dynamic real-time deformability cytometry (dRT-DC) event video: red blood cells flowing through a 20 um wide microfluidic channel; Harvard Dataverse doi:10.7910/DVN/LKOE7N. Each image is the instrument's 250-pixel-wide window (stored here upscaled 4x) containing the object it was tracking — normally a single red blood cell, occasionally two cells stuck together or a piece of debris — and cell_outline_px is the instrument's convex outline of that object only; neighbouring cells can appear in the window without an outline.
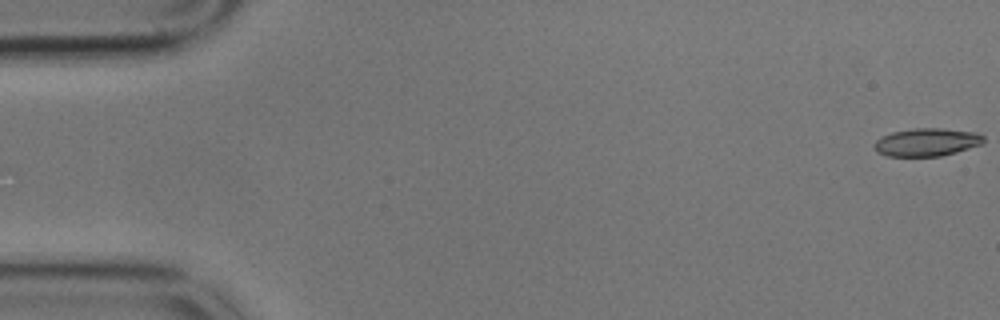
{"species": "common noctule bat (a hibernating species)", "species_latin": "Nyctalus noctula", "temperature_condition": "cold", "stored_images_in_passage": 58, "camera_frame_rate_fps": 3000, "um_per_image_px": 0.085, "animal": {"sex": "male", "body_mass_g": 17.9}, "frame": {"image": 1, "passage_image": 1, "time_ms": 0.0, "image_size_px": [1000, 320], "cell_outline_px": [[984, 140], [980, 144], [956, 152], [940, 156], [888, 156], [876, 152], [872, 144], [880, 136], [892, 132], [912, 128], [940, 128], [976, 132], [984, 136]], "centroid_in_image_um": [78.72, 12.08], "position_along_channel_um": 6.3, "area_um2": 17.86}}
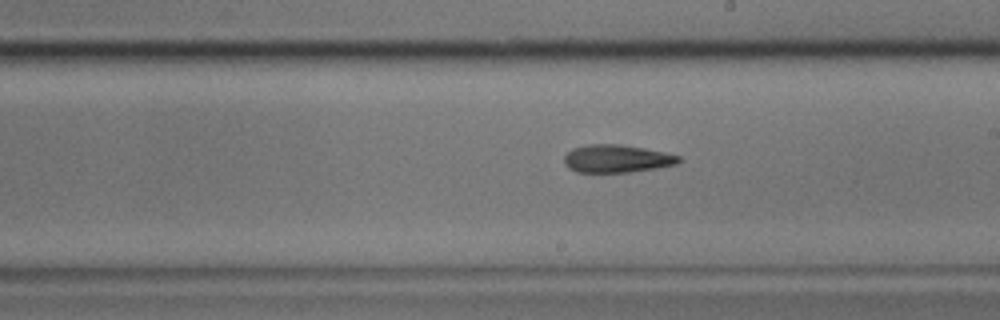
{"frame": {"image": 2, "passage_image": 33, "time_ms": 10.667, "image_size_px": [1000, 320], "cell_outline_px": [[680, 160], [676, 164], [656, 168], [628, 172], [576, 172], [568, 168], [564, 164], [564, 156], [572, 148], [588, 144], [620, 144], [644, 148], [664, 152], [680, 156]], "centroid_in_image_um": [52.38, 13.48], "position_along_channel_um": 236.6, "area_um2": 18.55}}
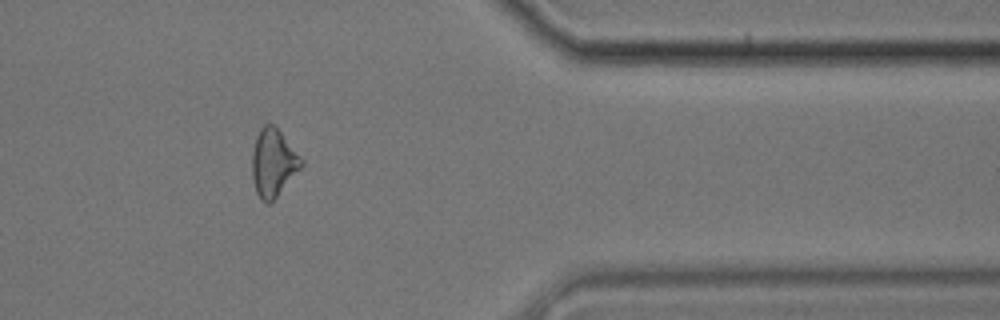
{"frame": {"image": 3, "passage_image": 48, "time_ms": 15.667, "image_size_px": [1000, 320], "cell_outline_px": [[304, 164], [276, 196], [268, 204], [260, 200], [256, 192], [252, 176], [252, 152], [256, 136], [260, 128], [264, 124], [272, 124], [280, 132], [304, 160]], "centroid_in_image_um": [23.21, 13.83], "position_along_channel_um": 388.2, "area_um2": 19.13}, "authors_computed_cell_mechanics": {"area_um2": 18.9295, "velocity_mm_per_s": 3.4311, "shape_relaxation_time_tau1_ms": 6.8708, "shape_relaxation_time_tau2_ms": 5.2828, "deformation_change_tau1": 0.1495, "deformation_change_tau2": 0.1529}}